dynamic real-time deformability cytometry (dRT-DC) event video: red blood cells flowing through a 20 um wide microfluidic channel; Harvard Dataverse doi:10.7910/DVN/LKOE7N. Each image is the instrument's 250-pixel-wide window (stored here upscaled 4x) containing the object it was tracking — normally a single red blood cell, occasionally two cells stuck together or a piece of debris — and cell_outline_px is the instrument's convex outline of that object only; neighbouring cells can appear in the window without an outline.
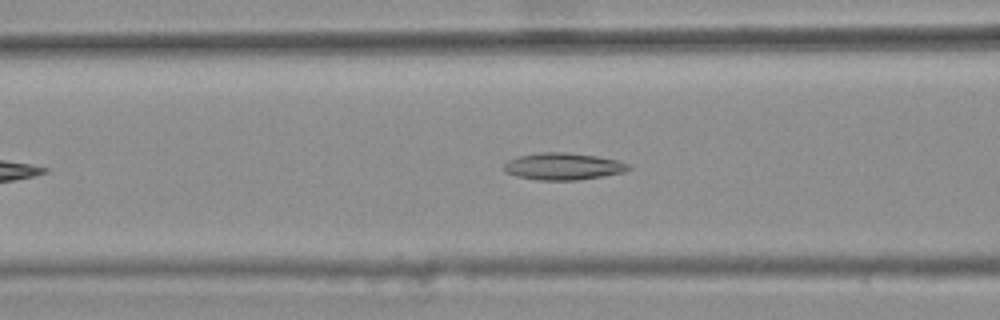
{"species": "common noctule bat (a hibernating species)", "species_latin": "Nyctalus noctula", "temperature_condition": "warm", "stored_images_in_passage": 34, "camera_frame_rate_fps": 3000, "um_per_image_px": 0.085, "animal": {"sex": "female", "body_mass_g": 25.1}, "frame": {"image": 1, "passage_image": 12, "time_ms": 3.667, "image_size_px": [1000, 320], "cell_outline_px": [[632, 168], [624, 172], [576, 180], [540, 180], [516, 176], [504, 172], [504, 164], [508, 160], [520, 156], [540, 152], [564, 152], [596, 156], [616, 160], [632, 164]], "centroid_in_image_um": [47.87, 14.14], "position_along_channel_um": 118.7, "area_um2": 19.48}}
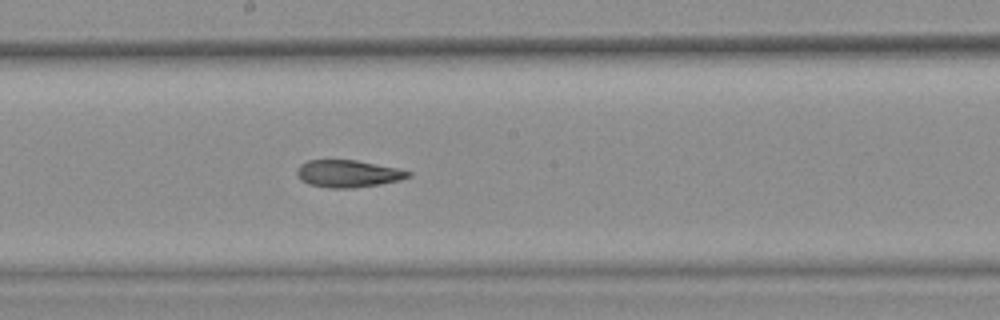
{"frame": {"image": 2, "passage_image": 20, "time_ms": 6.333, "image_size_px": [1000, 320], "cell_outline_px": [[412, 176], [400, 180], [380, 184], [352, 188], [332, 188], [308, 184], [300, 180], [296, 172], [296, 168], [300, 164], [308, 160], [356, 160], [396, 168], [412, 172]], "centroid_in_image_um": [29.56, 14.76], "position_along_channel_um": 218.6, "area_um2": 17.69}}
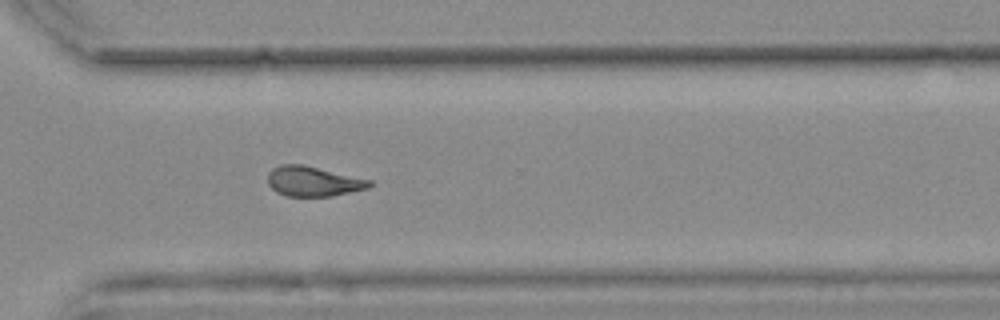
{"frame": {"image": 3, "passage_image": 30, "time_ms": 9.667, "image_size_px": [1000, 320], "cell_outline_px": [[372, 184], [368, 188], [332, 196], [288, 196], [276, 192], [268, 184], [268, 172], [272, 168], [280, 164], [304, 164], [372, 180]], "centroid_in_image_um": [26.61, 15.4], "position_along_channel_um": 344.0, "area_um2": 17.86}, "authors_computed_cell_mechanics": {"area_um2": 18.3515, "velocity_mm_per_s": 3.7471, "shape_relaxation_time_tau1_ms": null, "shape_relaxation_time_tau2_ms": 3.264, "deformation_change_tau1": null, "deformation_change_tau2": 0.1267}}